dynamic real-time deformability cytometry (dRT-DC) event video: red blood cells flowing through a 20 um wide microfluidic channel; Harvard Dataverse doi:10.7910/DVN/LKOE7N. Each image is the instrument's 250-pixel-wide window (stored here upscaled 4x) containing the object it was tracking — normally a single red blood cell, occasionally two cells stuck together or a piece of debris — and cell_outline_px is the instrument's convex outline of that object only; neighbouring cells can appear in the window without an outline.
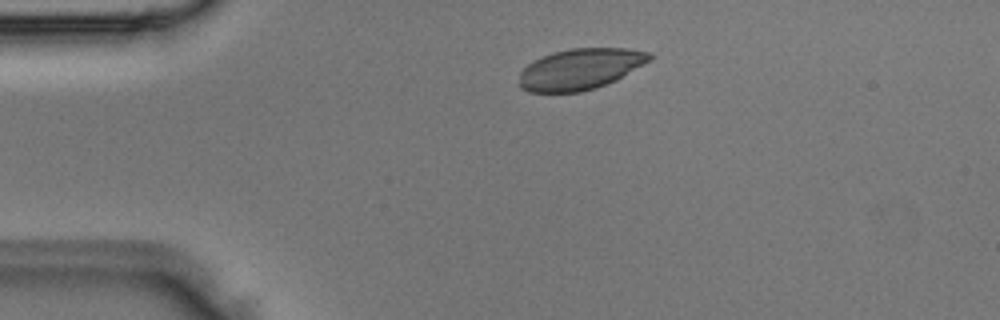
{"species": "Egyptian fruit bat (a non-hibernating species)", "species_latin": "Rousettus aegyptiacus", "temperature_condition": "room temperature", "stored_images_in_passage": 4, "camera_frame_rate_fps": 3000, "um_per_image_px": 0.085, "animal": {"sex": "male"}, "frame": {"image": 1, "passage_image": 4, "time_ms": 1.0, "image_size_px": [1000, 320], "cell_outline_px": [[652, 60], [616, 80], [596, 88], [580, 92], [528, 92], [520, 88], [520, 72], [532, 60], [552, 52], [572, 48], [628, 48], [648, 52], [652, 56]], "centroid_in_image_um": [49.32, 5.87], "position_along_channel_um": 35.7, "area_um2": 31.27}}